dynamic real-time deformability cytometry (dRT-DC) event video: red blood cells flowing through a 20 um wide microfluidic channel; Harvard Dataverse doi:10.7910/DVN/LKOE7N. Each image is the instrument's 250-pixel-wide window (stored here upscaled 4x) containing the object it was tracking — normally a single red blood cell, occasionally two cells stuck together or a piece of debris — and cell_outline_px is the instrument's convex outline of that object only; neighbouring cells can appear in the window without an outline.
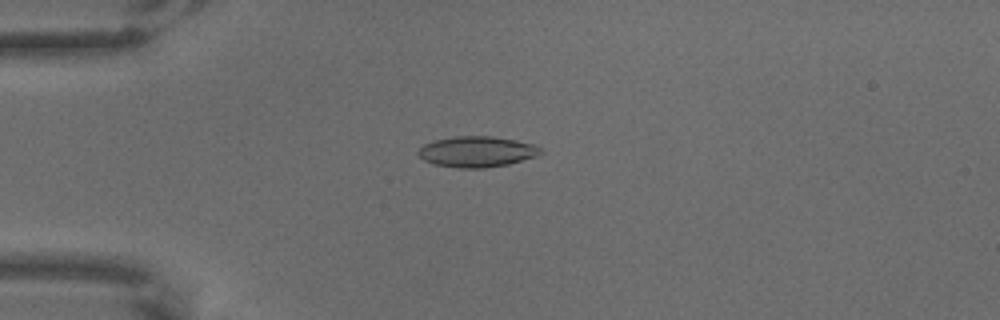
{"species": "common noctule bat (a hibernating species)", "species_latin": "Nyctalus noctula", "temperature_condition": "warm", "stored_images_in_passage": 64, "camera_frame_rate_fps": 3000, "um_per_image_px": 0.085, "animal": {"sex": "male", "body_mass_g": 18.8}, "frame": {"image": 1, "passage_image": 17, "time_ms": 5.333, "image_size_px": [1000, 320], "cell_outline_px": [[544, 152], [536, 156], [508, 164], [484, 168], [456, 168], [432, 164], [424, 160], [416, 152], [424, 144], [432, 140], [456, 136], [492, 136], [516, 140], [536, 144]], "centroid_in_image_um": [40.52, 12.89], "position_along_channel_um": 44.5, "area_um2": 22.14}}
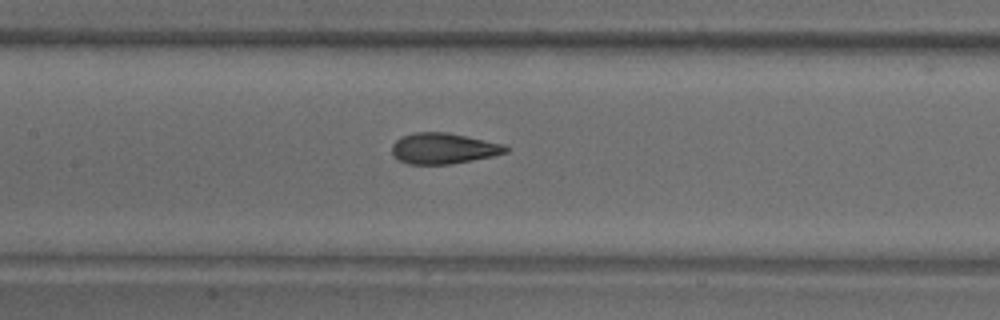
{"frame": {"image": 2, "passage_image": 31, "time_ms": 10.0, "image_size_px": [1000, 320], "cell_outline_px": [[508, 152], [492, 156], [472, 160], [448, 164], [408, 164], [392, 156], [392, 144], [400, 136], [412, 132], [448, 132], [504, 144], [508, 148]], "centroid_in_image_um": [37.66, 12.6], "position_along_channel_um": 169.7, "area_um2": 20.52}}
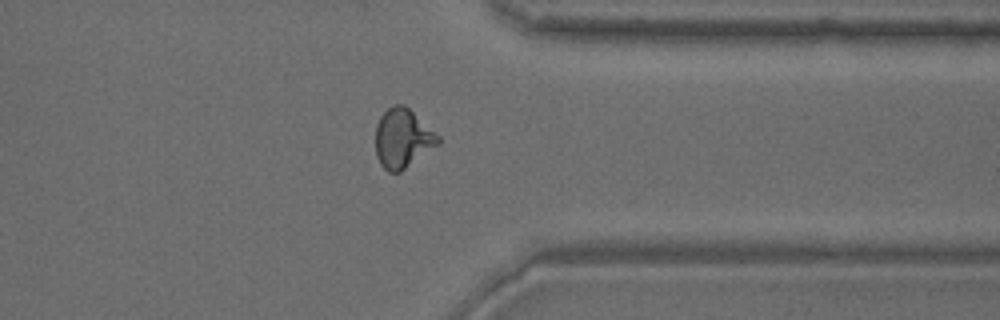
{"frame": {"image": 3, "passage_image": 51, "time_ms": 16.667, "image_size_px": [1000, 320], "cell_outline_px": [[440, 144], [400, 172], [388, 172], [380, 164], [376, 156], [376, 124], [380, 116], [392, 104], [404, 104], [440, 136]], "centroid_in_image_um": [34.23, 11.76], "position_along_channel_um": 377.2, "area_um2": 21.68}}